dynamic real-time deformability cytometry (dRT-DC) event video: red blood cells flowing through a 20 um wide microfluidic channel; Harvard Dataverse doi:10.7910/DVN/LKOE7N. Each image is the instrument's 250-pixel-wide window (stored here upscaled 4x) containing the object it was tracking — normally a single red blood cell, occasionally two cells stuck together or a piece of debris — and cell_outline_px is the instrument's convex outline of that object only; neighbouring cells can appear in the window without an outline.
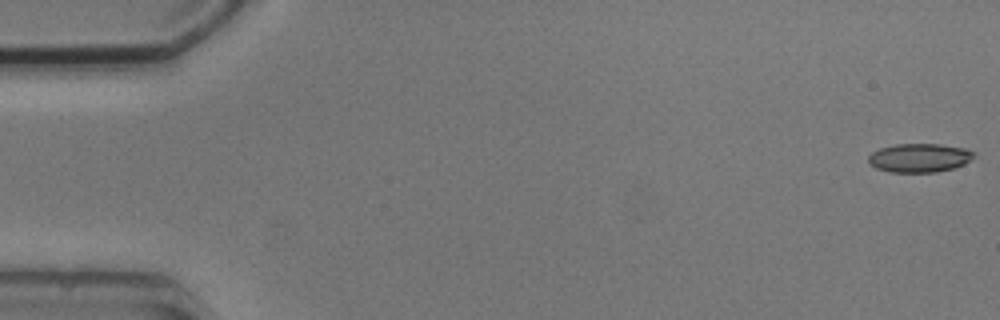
{"species": "common noctule bat (a hibernating species)", "species_latin": "Nyctalus noctula", "temperature_condition": "cold", "stored_images_in_passage": 5, "camera_frame_rate_fps": 3000, "um_per_image_px": 0.085, "animal": {"sex": "male", "body_mass_g": 20.5, "forearm_length_mm": 52.5}, "frame": {"image": 1, "passage_image": 1, "time_ms": 0.0, "image_size_px": [1000, 320], "cell_outline_px": [[976, 156], [964, 164], [952, 168], [936, 172], [888, 172], [876, 168], [868, 164], [868, 156], [872, 152], [880, 148], [896, 144], [940, 144], [964, 148], [976, 152]], "centroid_in_image_um": [78.14, 13.41], "position_along_channel_um": 6.9, "area_um2": 17.8}}
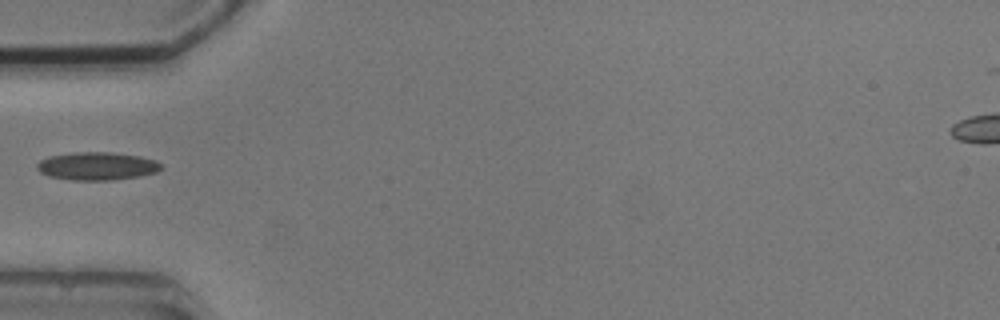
{"frame": {"image": 2, "passage_image": 5, "time_ms": 5.667, "image_size_px": [1000, 320], "cell_outline_px": [[164, 168], [156, 172], [140, 176], [112, 180], [72, 180], [48, 176], [40, 172], [36, 168], [36, 164], [40, 160], [48, 156], [76, 152], [112, 152], [140, 156], [156, 160], [164, 164]], "centroid_in_image_um": [8.27, 14.11], "position_along_channel_um": 76.7, "area_um2": 20.52}}